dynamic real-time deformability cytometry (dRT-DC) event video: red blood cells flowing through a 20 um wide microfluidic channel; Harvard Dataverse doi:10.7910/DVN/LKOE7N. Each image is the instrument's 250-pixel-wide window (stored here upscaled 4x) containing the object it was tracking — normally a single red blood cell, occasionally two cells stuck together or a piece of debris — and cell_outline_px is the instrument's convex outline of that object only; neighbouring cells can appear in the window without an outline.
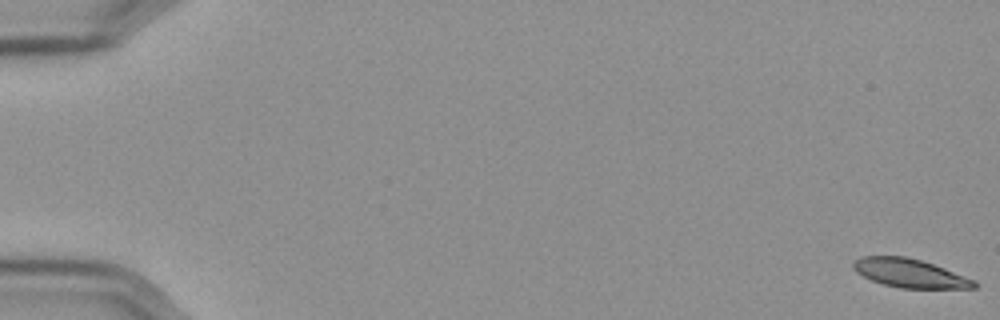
{"species": "Egyptian fruit bat (a non-hibernating species)", "species_latin": "Rousettus aegyptiacus", "temperature_condition": "cold", "stored_images_in_passage": 58, "camera_frame_rate_fps": 3000, "um_per_image_px": 0.085, "frame": {"image": 1, "passage_image": 1, "time_ms": 0.0, "image_size_px": [1000, 320], "cell_outline_px": [[980, 284], [976, 288], [900, 288], [884, 284], [872, 280], [856, 272], [852, 268], [852, 264], [860, 256], [908, 256], [944, 268], [976, 280]], "centroid_in_image_um": [77.36, 23.22], "position_along_channel_um": 7.6, "area_um2": 20.17}}
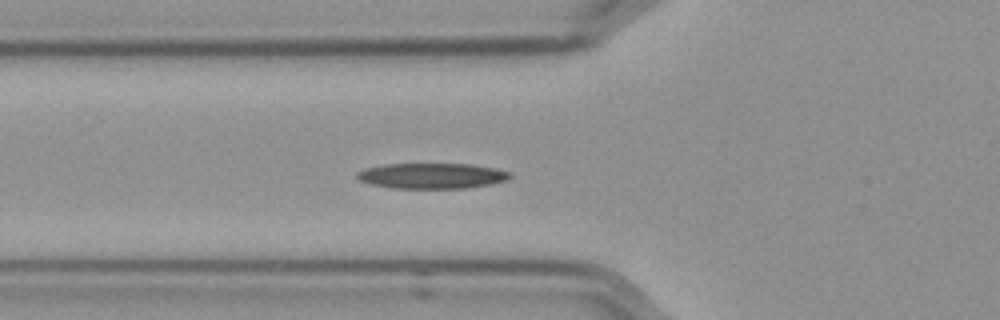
{"frame": {"image": 2, "passage_image": 22, "time_ms": 7.0, "image_size_px": [1000, 320], "cell_outline_px": [[512, 176], [508, 180], [492, 184], [468, 188], [392, 188], [372, 184], [360, 180], [356, 176], [356, 172], [364, 168], [384, 164], [472, 164], [496, 168], [512, 172]], "centroid_in_image_um": [36.76, 14.94], "position_along_channel_um": 89.0, "area_um2": 22.95}}
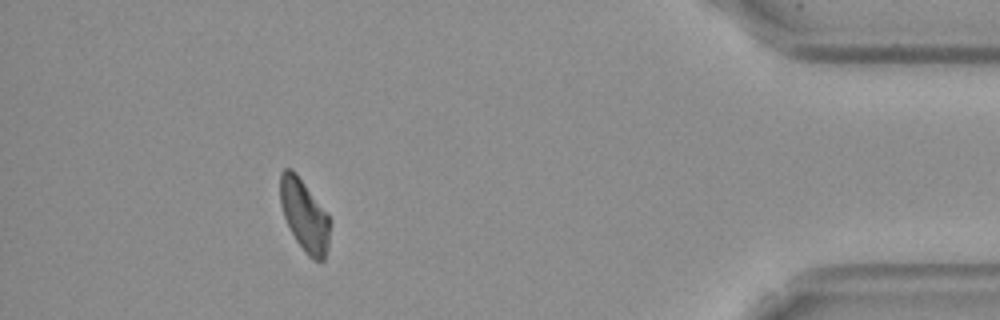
{"frame": {"image": 3, "passage_image": 53, "time_ms": 17.333, "image_size_px": [1000, 320], "cell_outline_px": [[328, 248], [324, 260], [312, 260], [308, 256], [296, 240], [284, 216], [280, 204], [280, 172], [284, 168], [292, 168], [296, 172], [328, 212]], "centroid_in_image_um": [25.86, 18.26], "position_along_channel_um": 409.3, "area_um2": 20.75}}